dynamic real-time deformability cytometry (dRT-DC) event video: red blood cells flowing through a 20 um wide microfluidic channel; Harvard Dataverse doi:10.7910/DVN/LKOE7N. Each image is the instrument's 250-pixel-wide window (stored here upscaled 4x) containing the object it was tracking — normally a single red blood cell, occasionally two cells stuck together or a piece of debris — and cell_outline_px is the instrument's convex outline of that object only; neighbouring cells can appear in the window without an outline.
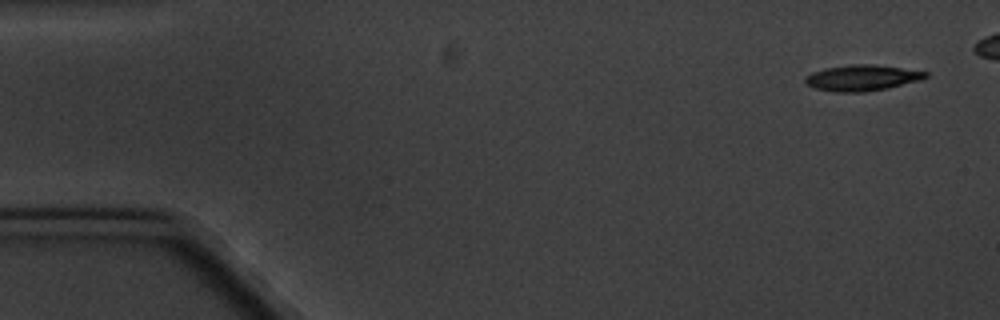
{"species": "common noctule bat (a hibernating species)", "species_latin": "Nyctalus noctula", "temperature_condition": "cold", "stored_images_in_passage": 5, "camera_frame_rate_fps": 3000, "um_per_image_px": 0.085, "animal": {"sex": "male", "body_mass_g": 20.1, "forearm_length_mm": 53.5}, "frame": {"image": 1, "passage_image": 1, "time_ms": 0.0, "image_size_px": [1000, 320], "cell_outline_px": [[928, 76], [920, 80], [888, 88], [864, 92], [836, 92], [816, 88], [808, 84], [804, 80], [804, 76], [812, 72], [824, 68], [852, 64], [876, 64], [928, 72]], "centroid_in_image_um": [73.27, 6.61], "position_along_channel_um": 11.7, "area_um2": 18.15}}